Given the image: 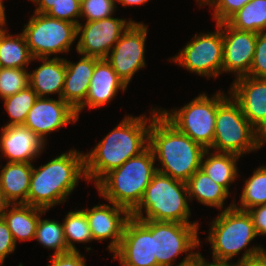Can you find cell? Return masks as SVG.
<instances>
[{
    "label": "cell",
    "instance_id": "1",
    "mask_svg": "<svg viewBox=\"0 0 266 266\" xmlns=\"http://www.w3.org/2000/svg\"><path fill=\"white\" fill-rule=\"evenodd\" d=\"M150 110V117L146 113L138 117L125 115L90 152L84 153L87 183L94 182L96 185L111 170L120 167L126 160L142 153L149 146V129L159 108Z\"/></svg>",
    "mask_w": 266,
    "mask_h": 266
},
{
    "label": "cell",
    "instance_id": "2",
    "mask_svg": "<svg viewBox=\"0 0 266 266\" xmlns=\"http://www.w3.org/2000/svg\"><path fill=\"white\" fill-rule=\"evenodd\" d=\"M149 147L153 152L157 172L187 182L201 167L206 149L180 132L160 112L152 119Z\"/></svg>",
    "mask_w": 266,
    "mask_h": 266
},
{
    "label": "cell",
    "instance_id": "3",
    "mask_svg": "<svg viewBox=\"0 0 266 266\" xmlns=\"http://www.w3.org/2000/svg\"><path fill=\"white\" fill-rule=\"evenodd\" d=\"M81 178L86 181L84 153L76 149L63 152L42 166L33 164L27 205L49 210L62 204Z\"/></svg>",
    "mask_w": 266,
    "mask_h": 266
},
{
    "label": "cell",
    "instance_id": "4",
    "mask_svg": "<svg viewBox=\"0 0 266 266\" xmlns=\"http://www.w3.org/2000/svg\"><path fill=\"white\" fill-rule=\"evenodd\" d=\"M155 164L153 152L148 146L142 153L107 173L95 187L102 199L131 213L141 202L146 187L157 172Z\"/></svg>",
    "mask_w": 266,
    "mask_h": 266
},
{
    "label": "cell",
    "instance_id": "5",
    "mask_svg": "<svg viewBox=\"0 0 266 266\" xmlns=\"http://www.w3.org/2000/svg\"><path fill=\"white\" fill-rule=\"evenodd\" d=\"M210 224L206 240L211 244L214 262L228 263L243 250L242 257L236 261L239 262L266 250L261 245L248 246L258 236L247 211L234 207L223 210Z\"/></svg>",
    "mask_w": 266,
    "mask_h": 266
},
{
    "label": "cell",
    "instance_id": "6",
    "mask_svg": "<svg viewBox=\"0 0 266 266\" xmlns=\"http://www.w3.org/2000/svg\"><path fill=\"white\" fill-rule=\"evenodd\" d=\"M189 216L187 184L159 172L153 175L141 202L131 212V217L139 220L199 224L189 221Z\"/></svg>",
    "mask_w": 266,
    "mask_h": 266
},
{
    "label": "cell",
    "instance_id": "7",
    "mask_svg": "<svg viewBox=\"0 0 266 266\" xmlns=\"http://www.w3.org/2000/svg\"><path fill=\"white\" fill-rule=\"evenodd\" d=\"M227 96L224 91H216L210 97L204 92L180 109L159 108V112L180 132L208 150L214 139L217 106Z\"/></svg>",
    "mask_w": 266,
    "mask_h": 266
},
{
    "label": "cell",
    "instance_id": "8",
    "mask_svg": "<svg viewBox=\"0 0 266 266\" xmlns=\"http://www.w3.org/2000/svg\"><path fill=\"white\" fill-rule=\"evenodd\" d=\"M208 150L240 157L259 150L257 130L242 114L240 105L231 95L217 106L214 139Z\"/></svg>",
    "mask_w": 266,
    "mask_h": 266
},
{
    "label": "cell",
    "instance_id": "9",
    "mask_svg": "<svg viewBox=\"0 0 266 266\" xmlns=\"http://www.w3.org/2000/svg\"><path fill=\"white\" fill-rule=\"evenodd\" d=\"M22 33L33 58H50L51 55L69 53L77 40V25L33 12Z\"/></svg>",
    "mask_w": 266,
    "mask_h": 266
},
{
    "label": "cell",
    "instance_id": "10",
    "mask_svg": "<svg viewBox=\"0 0 266 266\" xmlns=\"http://www.w3.org/2000/svg\"><path fill=\"white\" fill-rule=\"evenodd\" d=\"M199 227V224L153 221V257L158 266L192 264L200 254L199 250L195 251L201 246ZM184 253L186 256L176 265V258Z\"/></svg>",
    "mask_w": 266,
    "mask_h": 266
},
{
    "label": "cell",
    "instance_id": "11",
    "mask_svg": "<svg viewBox=\"0 0 266 266\" xmlns=\"http://www.w3.org/2000/svg\"><path fill=\"white\" fill-rule=\"evenodd\" d=\"M215 28L214 32L195 34L169 60L197 76L218 78L222 75L223 63L222 23L216 24Z\"/></svg>",
    "mask_w": 266,
    "mask_h": 266
},
{
    "label": "cell",
    "instance_id": "12",
    "mask_svg": "<svg viewBox=\"0 0 266 266\" xmlns=\"http://www.w3.org/2000/svg\"><path fill=\"white\" fill-rule=\"evenodd\" d=\"M148 31L143 22H133L105 58L127 87L134 75L146 66Z\"/></svg>",
    "mask_w": 266,
    "mask_h": 266
},
{
    "label": "cell",
    "instance_id": "13",
    "mask_svg": "<svg viewBox=\"0 0 266 266\" xmlns=\"http://www.w3.org/2000/svg\"><path fill=\"white\" fill-rule=\"evenodd\" d=\"M135 22L132 19L109 18L77 25L76 51L79 55L105 59L123 33Z\"/></svg>",
    "mask_w": 266,
    "mask_h": 266
},
{
    "label": "cell",
    "instance_id": "14",
    "mask_svg": "<svg viewBox=\"0 0 266 266\" xmlns=\"http://www.w3.org/2000/svg\"><path fill=\"white\" fill-rule=\"evenodd\" d=\"M112 255L113 260H119L120 266H158L153 257V220L130 217Z\"/></svg>",
    "mask_w": 266,
    "mask_h": 266
},
{
    "label": "cell",
    "instance_id": "15",
    "mask_svg": "<svg viewBox=\"0 0 266 266\" xmlns=\"http://www.w3.org/2000/svg\"><path fill=\"white\" fill-rule=\"evenodd\" d=\"M78 119L76 110L62 98L38 97L23 125L47 144L48 134L71 123L75 124Z\"/></svg>",
    "mask_w": 266,
    "mask_h": 266
},
{
    "label": "cell",
    "instance_id": "16",
    "mask_svg": "<svg viewBox=\"0 0 266 266\" xmlns=\"http://www.w3.org/2000/svg\"><path fill=\"white\" fill-rule=\"evenodd\" d=\"M222 38V73H231L234 79L247 76L254 58L257 33L237 30L224 22Z\"/></svg>",
    "mask_w": 266,
    "mask_h": 266
},
{
    "label": "cell",
    "instance_id": "17",
    "mask_svg": "<svg viewBox=\"0 0 266 266\" xmlns=\"http://www.w3.org/2000/svg\"><path fill=\"white\" fill-rule=\"evenodd\" d=\"M108 203L83 210L86 213L93 240L101 242L109 239L108 251L113 253L120 244L125 224L131 217V213L122 206Z\"/></svg>",
    "mask_w": 266,
    "mask_h": 266
},
{
    "label": "cell",
    "instance_id": "18",
    "mask_svg": "<svg viewBox=\"0 0 266 266\" xmlns=\"http://www.w3.org/2000/svg\"><path fill=\"white\" fill-rule=\"evenodd\" d=\"M227 94L240 105L242 114L258 130L266 121V79L239 77L234 79Z\"/></svg>",
    "mask_w": 266,
    "mask_h": 266
},
{
    "label": "cell",
    "instance_id": "19",
    "mask_svg": "<svg viewBox=\"0 0 266 266\" xmlns=\"http://www.w3.org/2000/svg\"><path fill=\"white\" fill-rule=\"evenodd\" d=\"M0 131V155L7 162L33 163L47 145L24 125L3 126Z\"/></svg>",
    "mask_w": 266,
    "mask_h": 266
},
{
    "label": "cell",
    "instance_id": "20",
    "mask_svg": "<svg viewBox=\"0 0 266 266\" xmlns=\"http://www.w3.org/2000/svg\"><path fill=\"white\" fill-rule=\"evenodd\" d=\"M121 90L125 92L127 86L118 77L106 59H99L95 63L87 97L76 109L78 118L84 108L96 109L106 106L113 98H116L118 91Z\"/></svg>",
    "mask_w": 266,
    "mask_h": 266
},
{
    "label": "cell",
    "instance_id": "21",
    "mask_svg": "<svg viewBox=\"0 0 266 266\" xmlns=\"http://www.w3.org/2000/svg\"><path fill=\"white\" fill-rule=\"evenodd\" d=\"M98 60L99 58L83 55L76 63L65 59L66 73L62 99L75 110L87 97L95 63Z\"/></svg>",
    "mask_w": 266,
    "mask_h": 266
},
{
    "label": "cell",
    "instance_id": "22",
    "mask_svg": "<svg viewBox=\"0 0 266 266\" xmlns=\"http://www.w3.org/2000/svg\"><path fill=\"white\" fill-rule=\"evenodd\" d=\"M42 64L28 71L29 86L37 93L38 97H47L58 94L62 98L64 79L66 73L65 58H33Z\"/></svg>",
    "mask_w": 266,
    "mask_h": 266
},
{
    "label": "cell",
    "instance_id": "23",
    "mask_svg": "<svg viewBox=\"0 0 266 266\" xmlns=\"http://www.w3.org/2000/svg\"><path fill=\"white\" fill-rule=\"evenodd\" d=\"M0 189L8 204H27L32 163L7 162L0 166Z\"/></svg>",
    "mask_w": 266,
    "mask_h": 266
},
{
    "label": "cell",
    "instance_id": "24",
    "mask_svg": "<svg viewBox=\"0 0 266 266\" xmlns=\"http://www.w3.org/2000/svg\"><path fill=\"white\" fill-rule=\"evenodd\" d=\"M10 207V208H9ZM48 210L27 205L8 204L5 208L3 219L10 229L14 241L34 240L40 215H45Z\"/></svg>",
    "mask_w": 266,
    "mask_h": 266
},
{
    "label": "cell",
    "instance_id": "25",
    "mask_svg": "<svg viewBox=\"0 0 266 266\" xmlns=\"http://www.w3.org/2000/svg\"><path fill=\"white\" fill-rule=\"evenodd\" d=\"M186 184L190 202L194 198L205 206L215 207L221 211L233 207L234 202H231L229 206L224 208L225 200L230 194L201 169L197 170Z\"/></svg>",
    "mask_w": 266,
    "mask_h": 266
},
{
    "label": "cell",
    "instance_id": "26",
    "mask_svg": "<svg viewBox=\"0 0 266 266\" xmlns=\"http://www.w3.org/2000/svg\"><path fill=\"white\" fill-rule=\"evenodd\" d=\"M211 152V150L204 152L200 169L230 194L231 184L240 176L237 166L240 156L232 153Z\"/></svg>",
    "mask_w": 266,
    "mask_h": 266
},
{
    "label": "cell",
    "instance_id": "27",
    "mask_svg": "<svg viewBox=\"0 0 266 266\" xmlns=\"http://www.w3.org/2000/svg\"><path fill=\"white\" fill-rule=\"evenodd\" d=\"M6 25L0 28V67L27 69L33 62V56L25 37L22 32L11 35Z\"/></svg>",
    "mask_w": 266,
    "mask_h": 266
},
{
    "label": "cell",
    "instance_id": "28",
    "mask_svg": "<svg viewBox=\"0 0 266 266\" xmlns=\"http://www.w3.org/2000/svg\"><path fill=\"white\" fill-rule=\"evenodd\" d=\"M227 23L241 31L266 32V0H252L235 13Z\"/></svg>",
    "mask_w": 266,
    "mask_h": 266
},
{
    "label": "cell",
    "instance_id": "29",
    "mask_svg": "<svg viewBox=\"0 0 266 266\" xmlns=\"http://www.w3.org/2000/svg\"><path fill=\"white\" fill-rule=\"evenodd\" d=\"M239 205L233 199V207L247 211L252 207L266 204V165L255 168L253 175L244 180Z\"/></svg>",
    "mask_w": 266,
    "mask_h": 266
},
{
    "label": "cell",
    "instance_id": "30",
    "mask_svg": "<svg viewBox=\"0 0 266 266\" xmlns=\"http://www.w3.org/2000/svg\"><path fill=\"white\" fill-rule=\"evenodd\" d=\"M66 245L70 251H79L75 246L93 241L88 219L83 209L69 211L62 222Z\"/></svg>",
    "mask_w": 266,
    "mask_h": 266
},
{
    "label": "cell",
    "instance_id": "31",
    "mask_svg": "<svg viewBox=\"0 0 266 266\" xmlns=\"http://www.w3.org/2000/svg\"><path fill=\"white\" fill-rule=\"evenodd\" d=\"M41 216L43 215H40L34 240L45 249L54 250V255L71 252L66 245L63 224L53 219H42Z\"/></svg>",
    "mask_w": 266,
    "mask_h": 266
},
{
    "label": "cell",
    "instance_id": "32",
    "mask_svg": "<svg viewBox=\"0 0 266 266\" xmlns=\"http://www.w3.org/2000/svg\"><path fill=\"white\" fill-rule=\"evenodd\" d=\"M37 98V93L27 86L18 93L2 99L10 118L5 126L23 125Z\"/></svg>",
    "mask_w": 266,
    "mask_h": 266
},
{
    "label": "cell",
    "instance_id": "33",
    "mask_svg": "<svg viewBox=\"0 0 266 266\" xmlns=\"http://www.w3.org/2000/svg\"><path fill=\"white\" fill-rule=\"evenodd\" d=\"M27 86H29L27 69L0 67L1 100L18 93Z\"/></svg>",
    "mask_w": 266,
    "mask_h": 266
},
{
    "label": "cell",
    "instance_id": "34",
    "mask_svg": "<svg viewBox=\"0 0 266 266\" xmlns=\"http://www.w3.org/2000/svg\"><path fill=\"white\" fill-rule=\"evenodd\" d=\"M116 10V0H84L81 3L80 20L89 22L109 18Z\"/></svg>",
    "mask_w": 266,
    "mask_h": 266
},
{
    "label": "cell",
    "instance_id": "35",
    "mask_svg": "<svg viewBox=\"0 0 266 266\" xmlns=\"http://www.w3.org/2000/svg\"><path fill=\"white\" fill-rule=\"evenodd\" d=\"M45 14L78 25L81 17V3L78 0H56Z\"/></svg>",
    "mask_w": 266,
    "mask_h": 266
},
{
    "label": "cell",
    "instance_id": "36",
    "mask_svg": "<svg viewBox=\"0 0 266 266\" xmlns=\"http://www.w3.org/2000/svg\"><path fill=\"white\" fill-rule=\"evenodd\" d=\"M252 0H209L207 6L213 8V20L216 24L227 22L245 4Z\"/></svg>",
    "mask_w": 266,
    "mask_h": 266
},
{
    "label": "cell",
    "instance_id": "37",
    "mask_svg": "<svg viewBox=\"0 0 266 266\" xmlns=\"http://www.w3.org/2000/svg\"><path fill=\"white\" fill-rule=\"evenodd\" d=\"M247 76L266 79V32L257 34L254 58Z\"/></svg>",
    "mask_w": 266,
    "mask_h": 266
},
{
    "label": "cell",
    "instance_id": "38",
    "mask_svg": "<svg viewBox=\"0 0 266 266\" xmlns=\"http://www.w3.org/2000/svg\"><path fill=\"white\" fill-rule=\"evenodd\" d=\"M16 242L5 220L0 218V266L5 263L6 257L16 250Z\"/></svg>",
    "mask_w": 266,
    "mask_h": 266
},
{
    "label": "cell",
    "instance_id": "39",
    "mask_svg": "<svg viewBox=\"0 0 266 266\" xmlns=\"http://www.w3.org/2000/svg\"><path fill=\"white\" fill-rule=\"evenodd\" d=\"M47 266H87L85 256L80 251H71L65 254L49 255Z\"/></svg>",
    "mask_w": 266,
    "mask_h": 266
},
{
    "label": "cell",
    "instance_id": "40",
    "mask_svg": "<svg viewBox=\"0 0 266 266\" xmlns=\"http://www.w3.org/2000/svg\"><path fill=\"white\" fill-rule=\"evenodd\" d=\"M251 216L257 236H266V204L247 210Z\"/></svg>",
    "mask_w": 266,
    "mask_h": 266
},
{
    "label": "cell",
    "instance_id": "41",
    "mask_svg": "<svg viewBox=\"0 0 266 266\" xmlns=\"http://www.w3.org/2000/svg\"><path fill=\"white\" fill-rule=\"evenodd\" d=\"M237 263L240 266H266V250Z\"/></svg>",
    "mask_w": 266,
    "mask_h": 266
},
{
    "label": "cell",
    "instance_id": "42",
    "mask_svg": "<svg viewBox=\"0 0 266 266\" xmlns=\"http://www.w3.org/2000/svg\"><path fill=\"white\" fill-rule=\"evenodd\" d=\"M56 2V0H36L34 3L37 6L35 13L45 14Z\"/></svg>",
    "mask_w": 266,
    "mask_h": 266
},
{
    "label": "cell",
    "instance_id": "43",
    "mask_svg": "<svg viewBox=\"0 0 266 266\" xmlns=\"http://www.w3.org/2000/svg\"><path fill=\"white\" fill-rule=\"evenodd\" d=\"M194 266H223V262H207L204 256L201 253L194 259L193 263Z\"/></svg>",
    "mask_w": 266,
    "mask_h": 266
},
{
    "label": "cell",
    "instance_id": "44",
    "mask_svg": "<svg viewBox=\"0 0 266 266\" xmlns=\"http://www.w3.org/2000/svg\"><path fill=\"white\" fill-rule=\"evenodd\" d=\"M257 143L259 149H261L266 144V121L257 130Z\"/></svg>",
    "mask_w": 266,
    "mask_h": 266
},
{
    "label": "cell",
    "instance_id": "45",
    "mask_svg": "<svg viewBox=\"0 0 266 266\" xmlns=\"http://www.w3.org/2000/svg\"><path fill=\"white\" fill-rule=\"evenodd\" d=\"M150 0H116V4L120 3L123 7H130V6H137V5H144Z\"/></svg>",
    "mask_w": 266,
    "mask_h": 266
},
{
    "label": "cell",
    "instance_id": "46",
    "mask_svg": "<svg viewBox=\"0 0 266 266\" xmlns=\"http://www.w3.org/2000/svg\"><path fill=\"white\" fill-rule=\"evenodd\" d=\"M3 3L4 1L0 0V27H3L5 24H7L5 6Z\"/></svg>",
    "mask_w": 266,
    "mask_h": 266
},
{
    "label": "cell",
    "instance_id": "47",
    "mask_svg": "<svg viewBox=\"0 0 266 266\" xmlns=\"http://www.w3.org/2000/svg\"><path fill=\"white\" fill-rule=\"evenodd\" d=\"M8 205V203L5 201L3 195H2V191L0 189V218L3 217L4 211L6 206Z\"/></svg>",
    "mask_w": 266,
    "mask_h": 266
},
{
    "label": "cell",
    "instance_id": "48",
    "mask_svg": "<svg viewBox=\"0 0 266 266\" xmlns=\"http://www.w3.org/2000/svg\"><path fill=\"white\" fill-rule=\"evenodd\" d=\"M208 1L209 0H196L200 8L203 7V5L206 6Z\"/></svg>",
    "mask_w": 266,
    "mask_h": 266
},
{
    "label": "cell",
    "instance_id": "49",
    "mask_svg": "<svg viewBox=\"0 0 266 266\" xmlns=\"http://www.w3.org/2000/svg\"><path fill=\"white\" fill-rule=\"evenodd\" d=\"M223 266H240L237 262L234 263L233 261L232 262H228V263H223Z\"/></svg>",
    "mask_w": 266,
    "mask_h": 266
}]
</instances>
